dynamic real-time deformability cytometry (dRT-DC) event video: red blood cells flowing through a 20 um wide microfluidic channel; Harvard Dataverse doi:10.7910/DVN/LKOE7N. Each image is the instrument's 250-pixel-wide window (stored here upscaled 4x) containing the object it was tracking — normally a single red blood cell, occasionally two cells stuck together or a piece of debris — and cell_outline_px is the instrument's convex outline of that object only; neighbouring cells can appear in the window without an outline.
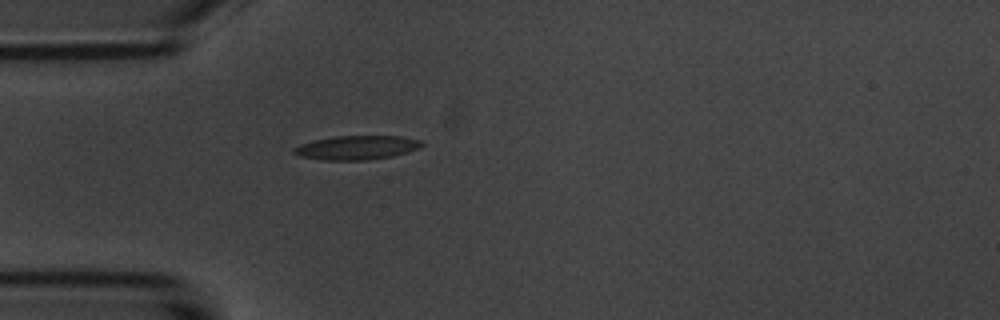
{"species": "common noctule bat (a hibernating species)", "species_latin": "Nyctalus noctula", "temperature_condition": "room temperature", "stored_images_in_passage": 1, "camera_frame_rate_fps": 3000, "um_per_image_px": 0.085, "animal": {"sex": "male", "body_mass_g": 20.1, "forearm_length_mm": 53.5}, "frame": {"image": 1, "passage_image": 1, "time_ms": 0.0, "image_size_px": [1000, 320], "cell_outline_px": [[424, 144], [420, 148], [408, 152], [392, 156], [368, 160], [324, 160], [300, 156], [292, 152], [292, 148], [300, 144], [312, 140], [332, 136], [400, 136], [420, 140]], "centroid_in_image_um": [30.3, 12.54], "position_along_channel_um": 54.7, "area_um2": 18.03}}